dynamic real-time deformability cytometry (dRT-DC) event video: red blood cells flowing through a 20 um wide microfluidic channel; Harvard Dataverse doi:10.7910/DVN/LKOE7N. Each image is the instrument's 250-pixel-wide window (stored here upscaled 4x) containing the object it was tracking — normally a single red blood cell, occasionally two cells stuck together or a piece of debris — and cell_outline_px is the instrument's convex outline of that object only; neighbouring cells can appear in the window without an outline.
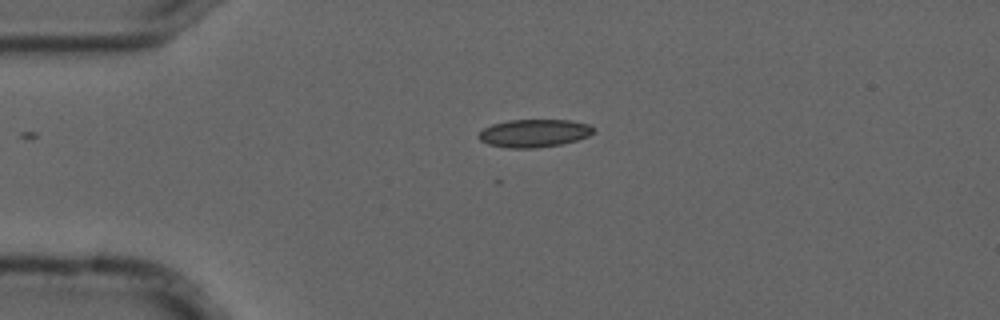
{"species": "common noctule bat (a hibernating species)", "species_latin": "Nyctalus noctula", "temperature_condition": "cold", "stored_images_in_passage": 5, "camera_frame_rate_fps": 3000, "um_per_image_px": 0.085, "animal": {"sex": "male", "forearm_length_mm": 52.5}, "frame": {"image": 1, "passage_image": 5, "time_ms": 1.333, "image_size_px": [1000, 320], "cell_outline_px": [[596, 132], [588, 136], [576, 140], [560, 144], [536, 148], [508, 148], [488, 144], [480, 140], [476, 136], [484, 128], [492, 124], [508, 120], [572, 120], [588, 124], [596, 128]], "centroid_in_image_um": [45.41, 11.32], "position_along_channel_um": 39.6, "area_um2": 18.79}}